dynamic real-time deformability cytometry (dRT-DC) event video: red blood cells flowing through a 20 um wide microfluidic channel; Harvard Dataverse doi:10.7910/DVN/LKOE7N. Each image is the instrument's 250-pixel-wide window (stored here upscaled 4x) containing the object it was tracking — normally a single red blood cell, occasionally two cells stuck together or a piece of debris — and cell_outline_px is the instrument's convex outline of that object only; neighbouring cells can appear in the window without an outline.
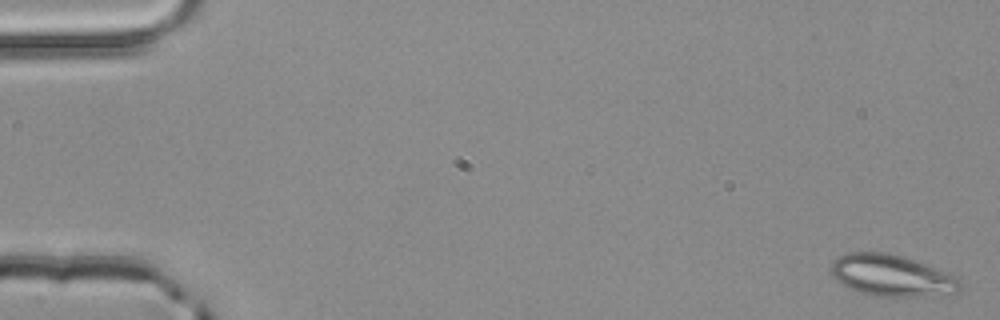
{"species": "common noctule bat (a hibernating species)", "species_latin": "Nyctalus noctula", "temperature_condition": "room temperature", "stored_images_in_passage": 3, "camera_frame_rate_fps": 3000, "um_per_image_px": 0.085, "animal": {"sex": "male", "body_mass_g": 20.4}, "frame": {"image": 1, "passage_image": 1, "time_ms": 0.0, "image_size_px": [1000, 320], "cell_outline_px": [[960, 288], [956, 292], [916, 296], [872, 296], [860, 292], [836, 280], [828, 272], [832, 260], [848, 252], [884, 252], [904, 256], [948, 272], [960, 280]], "centroid_in_image_um": [75.74, 23.39], "position_along_channel_um": 9.3, "area_um2": 31.1}}